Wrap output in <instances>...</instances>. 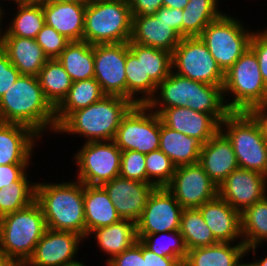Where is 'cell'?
<instances>
[{"label": "cell", "mask_w": 267, "mask_h": 266, "mask_svg": "<svg viewBox=\"0 0 267 266\" xmlns=\"http://www.w3.org/2000/svg\"><path fill=\"white\" fill-rule=\"evenodd\" d=\"M0 122L21 124L40 137L56 132L55 108L46 99L37 76L20 75L0 98Z\"/></svg>", "instance_id": "cell-1"}, {"label": "cell", "mask_w": 267, "mask_h": 266, "mask_svg": "<svg viewBox=\"0 0 267 266\" xmlns=\"http://www.w3.org/2000/svg\"><path fill=\"white\" fill-rule=\"evenodd\" d=\"M75 180L37 182L35 200L48 229L75 232L85 239L84 184Z\"/></svg>", "instance_id": "cell-2"}, {"label": "cell", "mask_w": 267, "mask_h": 266, "mask_svg": "<svg viewBox=\"0 0 267 266\" xmlns=\"http://www.w3.org/2000/svg\"><path fill=\"white\" fill-rule=\"evenodd\" d=\"M134 105L124 97L104 95L96 103L72 112L54 133L80 135L86 142L113 140L123 117Z\"/></svg>", "instance_id": "cell-3"}, {"label": "cell", "mask_w": 267, "mask_h": 266, "mask_svg": "<svg viewBox=\"0 0 267 266\" xmlns=\"http://www.w3.org/2000/svg\"><path fill=\"white\" fill-rule=\"evenodd\" d=\"M47 229L43 211L35 200L27 207L0 218V249L6 257L24 266Z\"/></svg>", "instance_id": "cell-4"}, {"label": "cell", "mask_w": 267, "mask_h": 266, "mask_svg": "<svg viewBox=\"0 0 267 266\" xmlns=\"http://www.w3.org/2000/svg\"><path fill=\"white\" fill-rule=\"evenodd\" d=\"M132 14L128 0H87L83 41L91 45L129 42Z\"/></svg>", "instance_id": "cell-5"}, {"label": "cell", "mask_w": 267, "mask_h": 266, "mask_svg": "<svg viewBox=\"0 0 267 266\" xmlns=\"http://www.w3.org/2000/svg\"><path fill=\"white\" fill-rule=\"evenodd\" d=\"M223 94L231 112H248L255 106L267 104V86L250 48L225 72ZM228 95L231 102L226 100Z\"/></svg>", "instance_id": "cell-6"}, {"label": "cell", "mask_w": 267, "mask_h": 266, "mask_svg": "<svg viewBox=\"0 0 267 266\" xmlns=\"http://www.w3.org/2000/svg\"><path fill=\"white\" fill-rule=\"evenodd\" d=\"M220 130L230 140L239 168L267 176V144L248 112H230L221 121Z\"/></svg>", "instance_id": "cell-7"}, {"label": "cell", "mask_w": 267, "mask_h": 266, "mask_svg": "<svg viewBox=\"0 0 267 266\" xmlns=\"http://www.w3.org/2000/svg\"><path fill=\"white\" fill-rule=\"evenodd\" d=\"M230 14L223 13L209 23L199 36L225 73L250 47L252 30Z\"/></svg>", "instance_id": "cell-8"}, {"label": "cell", "mask_w": 267, "mask_h": 266, "mask_svg": "<svg viewBox=\"0 0 267 266\" xmlns=\"http://www.w3.org/2000/svg\"><path fill=\"white\" fill-rule=\"evenodd\" d=\"M172 71L194 81L223 87L225 73L200 37H184L172 53Z\"/></svg>", "instance_id": "cell-9"}, {"label": "cell", "mask_w": 267, "mask_h": 266, "mask_svg": "<svg viewBox=\"0 0 267 266\" xmlns=\"http://www.w3.org/2000/svg\"><path fill=\"white\" fill-rule=\"evenodd\" d=\"M113 141L121 151L134 150L147 154L158 150L159 114L153 112L147 105H134L123 117Z\"/></svg>", "instance_id": "cell-10"}, {"label": "cell", "mask_w": 267, "mask_h": 266, "mask_svg": "<svg viewBox=\"0 0 267 266\" xmlns=\"http://www.w3.org/2000/svg\"><path fill=\"white\" fill-rule=\"evenodd\" d=\"M122 151L113 140L85 142L74 154L77 179L84 185H103L119 176Z\"/></svg>", "instance_id": "cell-11"}, {"label": "cell", "mask_w": 267, "mask_h": 266, "mask_svg": "<svg viewBox=\"0 0 267 266\" xmlns=\"http://www.w3.org/2000/svg\"><path fill=\"white\" fill-rule=\"evenodd\" d=\"M183 208H198L218 196V186L199 163L182 165L166 186Z\"/></svg>", "instance_id": "cell-12"}, {"label": "cell", "mask_w": 267, "mask_h": 266, "mask_svg": "<svg viewBox=\"0 0 267 266\" xmlns=\"http://www.w3.org/2000/svg\"><path fill=\"white\" fill-rule=\"evenodd\" d=\"M127 46L128 42L94 45V78L105 95L126 98Z\"/></svg>", "instance_id": "cell-13"}, {"label": "cell", "mask_w": 267, "mask_h": 266, "mask_svg": "<svg viewBox=\"0 0 267 266\" xmlns=\"http://www.w3.org/2000/svg\"><path fill=\"white\" fill-rule=\"evenodd\" d=\"M182 210L183 207L166 187L155 188L136 223L137 235L179 230Z\"/></svg>", "instance_id": "cell-14"}, {"label": "cell", "mask_w": 267, "mask_h": 266, "mask_svg": "<svg viewBox=\"0 0 267 266\" xmlns=\"http://www.w3.org/2000/svg\"><path fill=\"white\" fill-rule=\"evenodd\" d=\"M82 241L85 239L75 232L47 228L24 266H71L79 263L75 259Z\"/></svg>", "instance_id": "cell-15"}, {"label": "cell", "mask_w": 267, "mask_h": 266, "mask_svg": "<svg viewBox=\"0 0 267 266\" xmlns=\"http://www.w3.org/2000/svg\"><path fill=\"white\" fill-rule=\"evenodd\" d=\"M267 195V176L238 168L218 186V196L240 214Z\"/></svg>", "instance_id": "cell-16"}, {"label": "cell", "mask_w": 267, "mask_h": 266, "mask_svg": "<svg viewBox=\"0 0 267 266\" xmlns=\"http://www.w3.org/2000/svg\"><path fill=\"white\" fill-rule=\"evenodd\" d=\"M107 192L121 219L137 223L156 188L149 183L130 180L121 176L101 185Z\"/></svg>", "instance_id": "cell-17"}, {"label": "cell", "mask_w": 267, "mask_h": 266, "mask_svg": "<svg viewBox=\"0 0 267 266\" xmlns=\"http://www.w3.org/2000/svg\"><path fill=\"white\" fill-rule=\"evenodd\" d=\"M159 116L170 129L193 137L202 144L220 130V123L212 115L188 107L165 108Z\"/></svg>", "instance_id": "cell-18"}, {"label": "cell", "mask_w": 267, "mask_h": 266, "mask_svg": "<svg viewBox=\"0 0 267 266\" xmlns=\"http://www.w3.org/2000/svg\"><path fill=\"white\" fill-rule=\"evenodd\" d=\"M40 138L27 126L0 122V165L30 164Z\"/></svg>", "instance_id": "cell-19"}, {"label": "cell", "mask_w": 267, "mask_h": 266, "mask_svg": "<svg viewBox=\"0 0 267 266\" xmlns=\"http://www.w3.org/2000/svg\"><path fill=\"white\" fill-rule=\"evenodd\" d=\"M198 163L217 186L239 168L232 144L221 130L202 144Z\"/></svg>", "instance_id": "cell-20"}, {"label": "cell", "mask_w": 267, "mask_h": 266, "mask_svg": "<svg viewBox=\"0 0 267 266\" xmlns=\"http://www.w3.org/2000/svg\"><path fill=\"white\" fill-rule=\"evenodd\" d=\"M206 225L219 243H237L242 241L241 214L220 196L199 206Z\"/></svg>", "instance_id": "cell-21"}, {"label": "cell", "mask_w": 267, "mask_h": 266, "mask_svg": "<svg viewBox=\"0 0 267 266\" xmlns=\"http://www.w3.org/2000/svg\"><path fill=\"white\" fill-rule=\"evenodd\" d=\"M182 37L155 15L132 17V33L128 43L163 49L173 53Z\"/></svg>", "instance_id": "cell-22"}, {"label": "cell", "mask_w": 267, "mask_h": 266, "mask_svg": "<svg viewBox=\"0 0 267 266\" xmlns=\"http://www.w3.org/2000/svg\"><path fill=\"white\" fill-rule=\"evenodd\" d=\"M87 1L43 4L45 23L70 41H83Z\"/></svg>", "instance_id": "cell-23"}, {"label": "cell", "mask_w": 267, "mask_h": 266, "mask_svg": "<svg viewBox=\"0 0 267 266\" xmlns=\"http://www.w3.org/2000/svg\"><path fill=\"white\" fill-rule=\"evenodd\" d=\"M125 74L126 99L131 100L135 105H147L154 97L157 85L150 79L149 75H145L142 45L128 43Z\"/></svg>", "instance_id": "cell-24"}, {"label": "cell", "mask_w": 267, "mask_h": 266, "mask_svg": "<svg viewBox=\"0 0 267 266\" xmlns=\"http://www.w3.org/2000/svg\"><path fill=\"white\" fill-rule=\"evenodd\" d=\"M0 47L21 75L38 76L49 60L35 39L1 36Z\"/></svg>", "instance_id": "cell-25"}, {"label": "cell", "mask_w": 267, "mask_h": 266, "mask_svg": "<svg viewBox=\"0 0 267 266\" xmlns=\"http://www.w3.org/2000/svg\"><path fill=\"white\" fill-rule=\"evenodd\" d=\"M194 80L171 71L158 86L147 106L160 114L165 108L188 107L193 109Z\"/></svg>", "instance_id": "cell-26"}, {"label": "cell", "mask_w": 267, "mask_h": 266, "mask_svg": "<svg viewBox=\"0 0 267 266\" xmlns=\"http://www.w3.org/2000/svg\"><path fill=\"white\" fill-rule=\"evenodd\" d=\"M85 239L100 227L121 220L106 190L101 185H84Z\"/></svg>", "instance_id": "cell-27"}, {"label": "cell", "mask_w": 267, "mask_h": 266, "mask_svg": "<svg viewBox=\"0 0 267 266\" xmlns=\"http://www.w3.org/2000/svg\"><path fill=\"white\" fill-rule=\"evenodd\" d=\"M202 143L197 139L164 125L160 118L159 149L178 167L199 161Z\"/></svg>", "instance_id": "cell-28"}, {"label": "cell", "mask_w": 267, "mask_h": 266, "mask_svg": "<svg viewBox=\"0 0 267 266\" xmlns=\"http://www.w3.org/2000/svg\"><path fill=\"white\" fill-rule=\"evenodd\" d=\"M91 234L95 236L100 250L110 256L105 263L127 250L138 240L136 223L125 219L93 230L89 235L93 237Z\"/></svg>", "instance_id": "cell-29"}, {"label": "cell", "mask_w": 267, "mask_h": 266, "mask_svg": "<svg viewBox=\"0 0 267 266\" xmlns=\"http://www.w3.org/2000/svg\"><path fill=\"white\" fill-rule=\"evenodd\" d=\"M245 254L243 242L217 243L188 250L183 266H236Z\"/></svg>", "instance_id": "cell-30"}, {"label": "cell", "mask_w": 267, "mask_h": 266, "mask_svg": "<svg viewBox=\"0 0 267 266\" xmlns=\"http://www.w3.org/2000/svg\"><path fill=\"white\" fill-rule=\"evenodd\" d=\"M104 95L94 77L72 82L66 97L55 108L56 129L72 112L96 103Z\"/></svg>", "instance_id": "cell-31"}, {"label": "cell", "mask_w": 267, "mask_h": 266, "mask_svg": "<svg viewBox=\"0 0 267 266\" xmlns=\"http://www.w3.org/2000/svg\"><path fill=\"white\" fill-rule=\"evenodd\" d=\"M56 59L72 82L94 77V45L86 41H71Z\"/></svg>", "instance_id": "cell-32"}, {"label": "cell", "mask_w": 267, "mask_h": 266, "mask_svg": "<svg viewBox=\"0 0 267 266\" xmlns=\"http://www.w3.org/2000/svg\"><path fill=\"white\" fill-rule=\"evenodd\" d=\"M241 235L246 255L267 241V195L241 213Z\"/></svg>", "instance_id": "cell-33"}, {"label": "cell", "mask_w": 267, "mask_h": 266, "mask_svg": "<svg viewBox=\"0 0 267 266\" xmlns=\"http://www.w3.org/2000/svg\"><path fill=\"white\" fill-rule=\"evenodd\" d=\"M17 13L1 36L35 39L45 24L43 4L34 1L15 2Z\"/></svg>", "instance_id": "cell-34"}, {"label": "cell", "mask_w": 267, "mask_h": 266, "mask_svg": "<svg viewBox=\"0 0 267 266\" xmlns=\"http://www.w3.org/2000/svg\"><path fill=\"white\" fill-rule=\"evenodd\" d=\"M218 0H189L183 9L182 38L199 37L204 28L224 12Z\"/></svg>", "instance_id": "cell-35"}, {"label": "cell", "mask_w": 267, "mask_h": 266, "mask_svg": "<svg viewBox=\"0 0 267 266\" xmlns=\"http://www.w3.org/2000/svg\"><path fill=\"white\" fill-rule=\"evenodd\" d=\"M37 77L46 99L56 108L72 86L69 74L57 59H49Z\"/></svg>", "instance_id": "cell-36"}, {"label": "cell", "mask_w": 267, "mask_h": 266, "mask_svg": "<svg viewBox=\"0 0 267 266\" xmlns=\"http://www.w3.org/2000/svg\"><path fill=\"white\" fill-rule=\"evenodd\" d=\"M179 232L183 236L187 250L219 243L198 208H183Z\"/></svg>", "instance_id": "cell-37"}, {"label": "cell", "mask_w": 267, "mask_h": 266, "mask_svg": "<svg viewBox=\"0 0 267 266\" xmlns=\"http://www.w3.org/2000/svg\"><path fill=\"white\" fill-rule=\"evenodd\" d=\"M193 110L212 115L219 123L231 112L226 106L223 87L194 81Z\"/></svg>", "instance_id": "cell-38"}, {"label": "cell", "mask_w": 267, "mask_h": 266, "mask_svg": "<svg viewBox=\"0 0 267 266\" xmlns=\"http://www.w3.org/2000/svg\"><path fill=\"white\" fill-rule=\"evenodd\" d=\"M28 172L12 187L4 186L0 189V218L27 207L36 198V182L31 183Z\"/></svg>", "instance_id": "cell-39"}, {"label": "cell", "mask_w": 267, "mask_h": 266, "mask_svg": "<svg viewBox=\"0 0 267 266\" xmlns=\"http://www.w3.org/2000/svg\"><path fill=\"white\" fill-rule=\"evenodd\" d=\"M137 238L148 249L159 256L182 259L183 261L186 259L188 250L179 230L150 235H137Z\"/></svg>", "instance_id": "cell-40"}, {"label": "cell", "mask_w": 267, "mask_h": 266, "mask_svg": "<svg viewBox=\"0 0 267 266\" xmlns=\"http://www.w3.org/2000/svg\"><path fill=\"white\" fill-rule=\"evenodd\" d=\"M147 183L156 188L166 187L174 173L176 166L171 159L160 149L145 154Z\"/></svg>", "instance_id": "cell-41"}, {"label": "cell", "mask_w": 267, "mask_h": 266, "mask_svg": "<svg viewBox=\"0 0 267 266\" xmlns=\"http://www.w3.org/2000/svg\"><path fill=\"white\" fill-rule=\"evenodd\" d=\"M143 67L145 75L158 86L172 71V53L143 46Z\"/></svg>", "instance_id": "cell-42"}, {"label": "cell", "mask_w": 267, "mask_h": 266, "mask_svg": "<svg viewBox=\"0 0 267 266\" xmlns=\"http://www.w3.org/2000/svg\"><path fill=\"white\" fill-rule=\"evenodd\" d=\"M119 176L147 183L145 154L134 150L122 151Z\"/></svg>", "instance_id": "cell-43"}, {"label": "cell", "mask_w": 267, "mask_h": 266, "mask_svg": "<svg viewBox=\"0 0 267 266\" xmlns=\"http://www.w3.org/2000/svg\"><path fill=\"white\" fill-rule=\"evenodd\" d=\"M35 40L41 46L48 59H56L71 42L46 23L38 32Z\"/></svg>", "instance_id": "cell-44"}, {"label": "cell", "mask_w": 267, "mask_h": 266, "mask_svg": "<svg viewBox=\"0 0 267 266\" xmlns=\"http://www.w3.org/2000/svg\"><path fill=\"white\" fill-rule=\"evenodd\" d=\"M256 30L251 37L249 48L257 57L262 79L267 86V29Z\"/></svg>", "instance_id": "cell-45"}, {"label": "cell", "mask_w": 267, "mask_h": 266, "mask_svg": "<svg viewBox=\"0 0 267 266\" xmlns=\"http://www.w3.org/2000/svg\"><path fill=\"white\" fill-rule=\"evenodd\" d=\"M105 266H146L142 254V242L138 239L127 250L109 260Z\"/></svg>", "instance_id": "cell-46"}, {"label": "cell", "mask_w": 267, "mask_h": 266, "mask_svg": "<svg viewBox=\"0 0 267 266\" xmlns=\"http://www.w3.org/2000/svg\"><path fill=\"white\" fill-rule=\"evenodd\" d=\"M20 75L18 69L10 62L8 55L0 47V98Z\"/></svg>", "instance_id": "cell-47"}, {"label": "cell", "mask_w": 267, "mask_h": 266, "mask_svg": "<svg viewBox=\"0 0 267 266\" xmlns=\"http://www.w3.org/2000/svg\"><path fill=\"white\" fill-rule=\"evenodd\" d=\"M29 164L0 165V189L4 186L12 187L13 183L20 180L27 172Z\"/></svg>", "instance_id": "cell-48"}, {"label": "cell", "mask_w": 267, "mask_h": 266, "mask_svg": "<svg viewBox=\"0 0 267 266\" xmlns=\"http://www.w3.org/2000/svg\"><path fill=\"white\" fill-rule=\"evenodd\" d=\"M154 15L157 19L165 21L182 37L183 9L167 8L162 6Z\"/></svg>", "instance_id": "cell-49"}, {"label": "cell", "mask_w": 267, "mask_h": 266, "mask_svg": "<svg viewBox=\"0 0 267 266\" xmlns=\"http://www.w3.org/2000/svg\"><path fill=\"white\" fill-rule=\"evenodd\" d=\"M132 17L152 16L163 6V0H128Z\"/></svg>", "instance_id": "cell-50"}, {"label": "cell", "mask_w": 267, "mask_h": 266, "mask_svg": "<svg viewBox=\"0 0 267 266\" xmlns=\"http://www.w3.org/2000/svg\"><path fill=\"white\" fill-rule=\"evenodd\" d=\"M142 254L146 266H183L182 259L159 256L142 243Z\"/></svg>", "instance_id": "cell-51"}, {"label": "cell", "mask_w": 267, "mask_h": 266, "mask_svg": "<svg viewBox=\"0 0 267 266\" xmlns=\"http://www.w3.org/2000/svg\"><path fill=\"white\" fill-rule=\"evenodd\" d=\"M248 113L258 123L262 136L264 137V141L267 144V104L255 106L251 108Z\"/></svg>", "instance_id": "cell-52"}, {"label": "cell", "mask_w": 267, "mask_h": 266, "mask_svg": "<svg viewBox=\"0 0 267 266\" xmlns=\"http://www.w3.org/2000/svg\"><path fill=\"white\" fill-rule=\"evenodd\" d=\"M189 0H163V6L167 8L184 9Z\"/></svg>", "instance_id": "cell-53"}, {"label": "cell", "mask_w": 267, "mask_h": 266, "mask_svg": "<svg viewBox=\"0 0 267 266\" xmlns=\"http://www.w3.org/2000/svg\"><path fill=\"white\" fill-rule=\"evenodd\" d=\"M0 266H20L16 261L3 255L0 258Z\"/></svg>", "instance_id": "cell-54"}, {"label": "cell", "mask_w": 267, "mask_h": 266, "mask_svg": "<svg viewBox=\"0 0 267 266\" xmlns=\"http://www.w3.org/2000/svg\"><path fill=\"white\" fill-rule=\"evenodd\" d=\"M41 4L47 3H60V2H75V1H87V0H32Z\"/></svg>", "instance_id": "cell-55"}, {"label": "cell", "mask_w": 267, "mask_h": 266, "mask_svg": "<svg viewBox=\"0 0 267 266\" xmlns=\"http://www.w3.org/2000/svg\"><path fill=\"white\" fill-rule=\"evenodd\" d=\"M3 6H1V4H0V38H1V35H2V32L4 31V29H3V23H1L2 22V20H4V17H3V15H4V10H3ZM3 11V12H2ZM2 28V29H1Z\"/></svg>", "instance_id": "cell-56"}, {"label": "cell", "mask_w": 267, "mask_h": 266, "mask_svg": "<svg viewBox=\"0 0 267 266\" xmlns=\"http://www.w3.org/2000/svg\"><path fill=\"white\" fill-rule=\"evenodd\" d=\"M256 266H267V256L254 261Z\"/></svg>", "instance_id": "cell-57"}, {"label": "cell", "mask_w": 267, "mask_h": 266, "mask_svg": "<svg viewBox=\"0 0 267 266\" xmlns=\"http://www.w3.org/2000/svg\"><path fill=\"white\" fill-rule=\"evenodd\" d=\"M245 256H246V254L238 261L236 266H256L254 262L243 263L242 259L245 258Z\"/></svg>", "instance_id": "cell-58"}, {"label": "cell", "mask_w": 267, "mask_h": 266, "mask_svg": "<svg viewBox=\"0 0 267 266\" xmlns=\"http://www.w3.org/2000/svg\"><path fill=\"white\" fill-rule=\"evenodd\" d=\"M71 266H87L82 261Z\"/></svg>", "instance_id": "cell-59"}, {"label": "cell", "mask_w": 267, "mask_h": 266, "mask_svg": "<svg viewBox=\"0 0 267 266\" xmlns=\"http://www.w3.org/2000/svg\"><path fill=\"white\" fill-rule=\"evenodd\" d=\"M2 1H5V0H2ZM9 1H12L14 3V2L32 1V0H9Z\"/></svg>", "instance_id": "cell-60"}, {"label": "cell", "mask_w": 267, "mask_h": 266, "mask_svg": "<svg viewBox=\"0 0 267 266\" xmlns=\"http://www.w3.org/2000/svg\"><path fill=\"white\" fill-rule=\"evenodd\" d=\"M3 256V253H2V251H1V249H0V258Z\"/></svg>", "instance_id": "cell-61"}]
</instances>
